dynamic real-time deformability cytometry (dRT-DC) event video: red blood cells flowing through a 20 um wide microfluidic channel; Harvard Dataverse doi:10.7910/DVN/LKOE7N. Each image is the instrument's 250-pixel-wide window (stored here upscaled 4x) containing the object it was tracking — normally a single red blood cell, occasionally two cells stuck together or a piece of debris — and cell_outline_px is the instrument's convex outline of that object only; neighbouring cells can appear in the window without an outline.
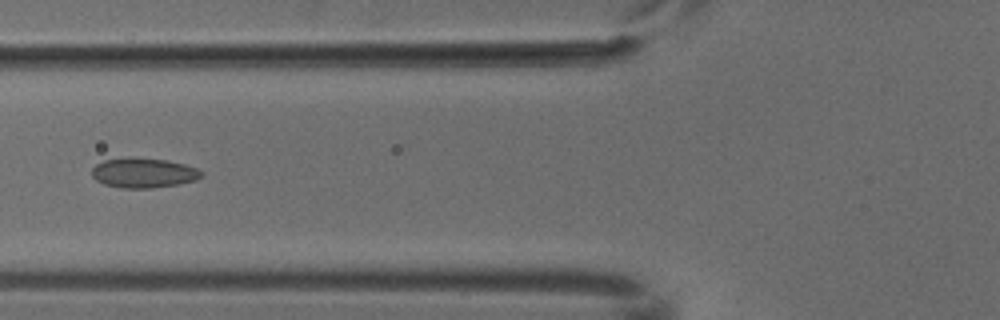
{"species": "common noctule bat (a hibernating species)", "species_latin": "Nyctalus noctula", "temperature_condition": "cold", "stored_images_in_passage": 6, "camera_frame_rate_fps": 3000, "um_per_image_px": 0.085, "animal": {"sex": "male", "body_mass_g": 18.8}, "frame": {"image": 1, "passage_image": 6, "time_ms": 1.667, "image_size_px": [1000, 320], "cell_outline_px": [[204, 176], [196, 180], [176, 184], [152, 188], [124, 188], [104, 184], [96, 180], [92, 176], [92, 168], [96, 164], [104, 160], [164, 160], [184, 164], [196, 168], [204, 172]], "centroid_in_image_um": [12.24, 14.74], "position_along_channel_um": 113.6, "area_um2": 18.26}}